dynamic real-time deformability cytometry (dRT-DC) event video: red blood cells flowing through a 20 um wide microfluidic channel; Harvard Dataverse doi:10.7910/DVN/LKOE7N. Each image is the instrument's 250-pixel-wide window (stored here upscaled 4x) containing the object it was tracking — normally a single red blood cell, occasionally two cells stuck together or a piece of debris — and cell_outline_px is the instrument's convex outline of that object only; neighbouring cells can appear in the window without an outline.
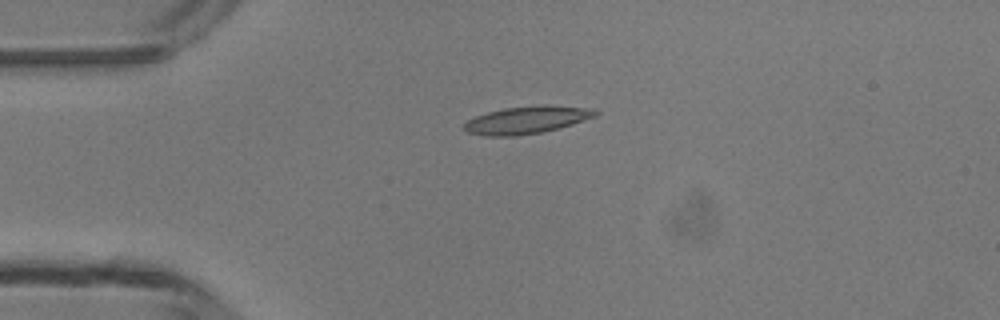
{"species": "common noctule bat (a hibernating species)", "species_latin": "Nyctalus noctula", "temperature_condition": "room temperature", "stored_images_in_passage": 3, "camera_frame_rate_fps": 3000, "um_per_image_px": 0.085, "animal": {"sex": "male", "body_mass_g": 13.3}, "frame": {"image": 1, "passage_image": 2, "time_ms": 1.333, "image_size_px": [1000, 320], "cell_outline_px": [[600, 112], [596, 116], [572, 124], [544, 132], [516, 136], [484, 136], [468, 132], [464, 128], [464, 124], [468, 120], [476, 116], [488, 112], [504, 108], [596, 108]], "centroid_in_image_um": [44.72, 10.26], "position_along_channel_um": 40.3, "area_um2": 19.88}}